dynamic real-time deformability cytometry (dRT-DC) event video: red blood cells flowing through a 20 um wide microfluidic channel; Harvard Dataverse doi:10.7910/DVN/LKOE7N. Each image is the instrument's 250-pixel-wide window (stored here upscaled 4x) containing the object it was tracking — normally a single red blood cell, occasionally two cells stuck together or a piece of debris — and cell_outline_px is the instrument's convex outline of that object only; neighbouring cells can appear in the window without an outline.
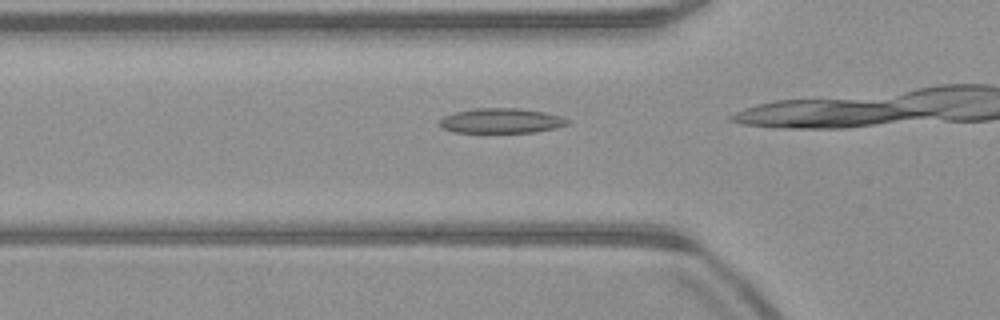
{"species": "common noctule bat (a hibernating species)", "species_latin": "Nyctalus noctula", "temperature_condition": "warm", "stored_images_in_passage": 14, "camera_frame_rate_fps": 3000, "um_per_image_px": 0.085, "animal": {"sex": "male", "body_mass_g": 23.1, "forearm_length_mm": 52.7}, "frame": {"image": 1, "passage_image": 12, "time_ms": 3.667, "image_size_px": [1000, 320], "cell_outline_px": [[568, 124], [556, 128], [536, 132], [452, 132], [444, 128], [440, 124], [440, 120], [444, 116], [456, 112], [476, 108], [520, 108], [544, 112], [560, 116], [568, 120]], "centroid_in_image_um": [42.62, 10.26], "position_along_channel_um": 83.2, "area_um2": 18.38}}